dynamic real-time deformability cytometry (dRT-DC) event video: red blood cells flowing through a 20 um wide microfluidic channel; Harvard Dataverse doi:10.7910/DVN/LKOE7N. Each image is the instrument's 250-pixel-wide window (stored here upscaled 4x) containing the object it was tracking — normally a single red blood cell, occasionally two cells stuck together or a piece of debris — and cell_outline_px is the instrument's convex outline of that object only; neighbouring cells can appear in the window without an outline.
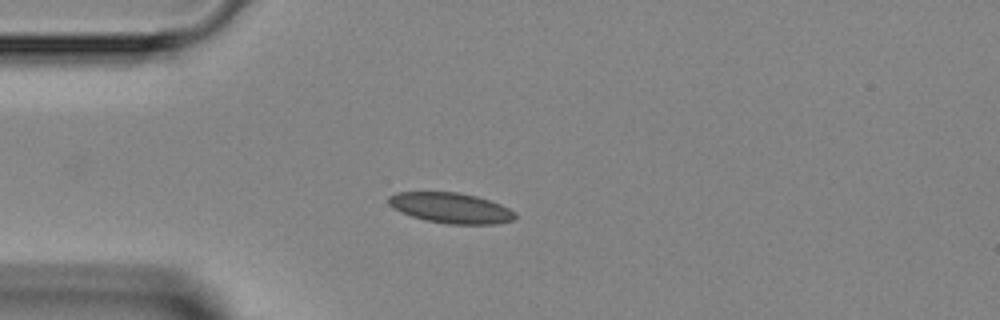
{"species": "Egyptian fruit bat (a non-hibernating species)", "species_latin": "Rousettus aegyptiacus", "temperature_condition": "room temperature", "stored_images_in_passage": 15, "camera_frame_rate_fps": 3000, "um_per_image_px": 0.085, "animal": {"sex": "female"}, "frame": {"image": 1, "passage_image": 10, "time_ms": 3.0, "image_size_px": [1000, 320], "cell_outline_px": [[516, 220], [496, 224], [448, 224], [424, 220], [400, 212], [392, 208], [388, 204], [388, 196], [396, 192], [456, 192], [476, 196], [500, 204], [516, 212]], "centroid_in_image_um": [38.31, 17.68], "position_along_channel_um": 46.7, "area_um2": 22.6}}
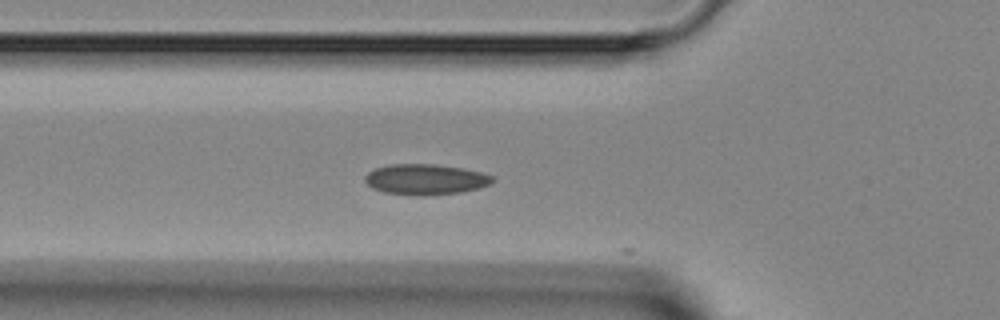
{"frame": {"image": 2, "passage_image": 14, "time_ms": 4.333, "image_size_px": [1000, 320], "cell_outline_px": [[496, 180], [492, 184], [480, 188], [460, 192], [384, 192], [372, 188], [364, 180], [364, 176], [368, 172], [376, 168], [388, 164], [436, 164], [484, 172], [492, 176]], "centroid_in_image_um": [36.21, 15.18], "position_along_channel_um": 89.6, "area_um2": 21.79}}